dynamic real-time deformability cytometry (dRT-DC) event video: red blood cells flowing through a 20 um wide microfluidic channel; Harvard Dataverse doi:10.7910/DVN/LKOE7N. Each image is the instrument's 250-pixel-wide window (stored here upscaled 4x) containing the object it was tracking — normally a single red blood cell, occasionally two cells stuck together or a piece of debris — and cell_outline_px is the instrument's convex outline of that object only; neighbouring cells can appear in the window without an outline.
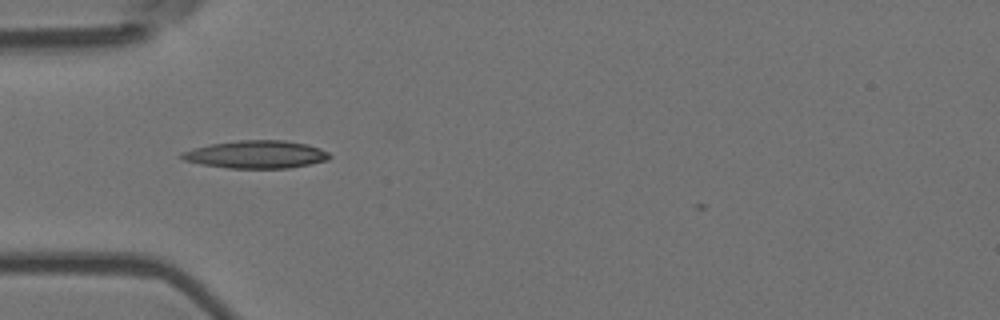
{"species": "Egyptian fruit bat (a non-hibernating species)", "species_latin": "Rousettus aegyptiacus", "temperature_condition": "room temperature", "stored_images_in_passage": 2, "camera_frame_rate_fps": 3000, "um_per_image_px": 0.085, "animal": {"sex": "female"}, "frame": {"image": 1, "passage_image": 2, "time_ms": 0.333, "image_size_px": [1000, 320], "cell_outline_px": [[332, 156], [328, 160], [288, 168], [228, 168], [200, 164], [184, 160], [180, 156], [180, 152], [192, 148], [212, 144], [240, 140], [284, 140], [308, 144], [320, 148], [328, 152]], "centroid_in_image_um": [21.77, 13.12], "position_along_channel_um": 63.2, "area_um2": 23.93}}